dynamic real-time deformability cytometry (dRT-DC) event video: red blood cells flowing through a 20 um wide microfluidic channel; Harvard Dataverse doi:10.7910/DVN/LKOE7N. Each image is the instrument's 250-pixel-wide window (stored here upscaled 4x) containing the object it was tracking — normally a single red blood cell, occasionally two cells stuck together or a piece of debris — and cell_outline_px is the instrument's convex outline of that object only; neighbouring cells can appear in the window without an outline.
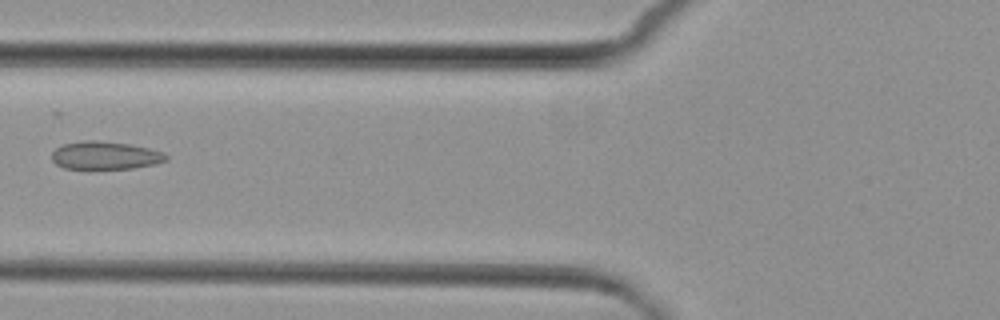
{"species": "common noctule bat (a hibernating species)", "species_latin": "Nyctalus noctula", "temperature_condition": "cold", "stored_images_in_passage": 9, "camera_frame_rate_fps": 3000, "um_per_image_px": 0.085, "animal": {"sex": "female", "body_mass_g": 29.2, "forearm_length_mm": 56.3}, "frame": {"image": 1, "passage_image": 7, "time_ms": 7.0, "image_size_px": [1000, 320], "cell_outline_px": [[168, 160], [156, 164], [132, 168], [64, 168], [56, 164], [52, 160], [52, 152], [56, 148], [64, 144], [84, 140], [96, 140], [132, 144], [164, 152], [168, 156]], "centroid_in_image_um": [8.97, 13.2], "position_along_channel_um": 116.8, "area_um2": 18.61}}
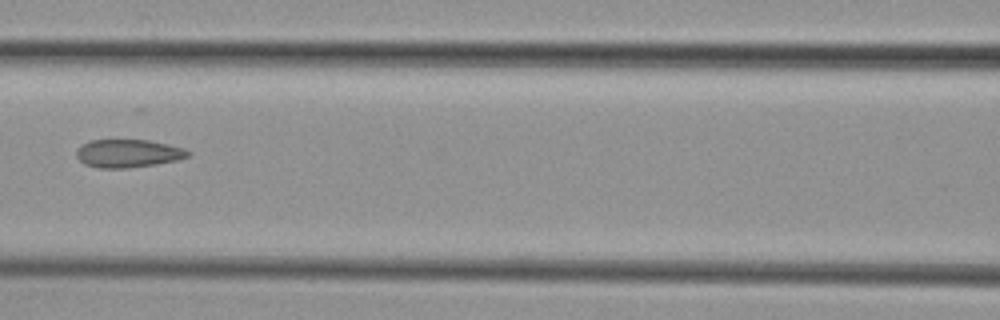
{"frame": {"image": 2, "passage_image": 8, "time_ms": 8.0, "image_size_px": [1000, 320], "cell_outline_px": [[192, 152], [188, 156], [176, 160], [156, 164], [128, 168], [100, 168], [84, 164], [76, 156], [76, 152], [84, 144], [92, 140], [148, 140], [168, 144], [184, 148]], "centroid_in_image_um": [10.91, 13.04], "position_along_channel_um": 155.7, "area_um2": 18.09}}